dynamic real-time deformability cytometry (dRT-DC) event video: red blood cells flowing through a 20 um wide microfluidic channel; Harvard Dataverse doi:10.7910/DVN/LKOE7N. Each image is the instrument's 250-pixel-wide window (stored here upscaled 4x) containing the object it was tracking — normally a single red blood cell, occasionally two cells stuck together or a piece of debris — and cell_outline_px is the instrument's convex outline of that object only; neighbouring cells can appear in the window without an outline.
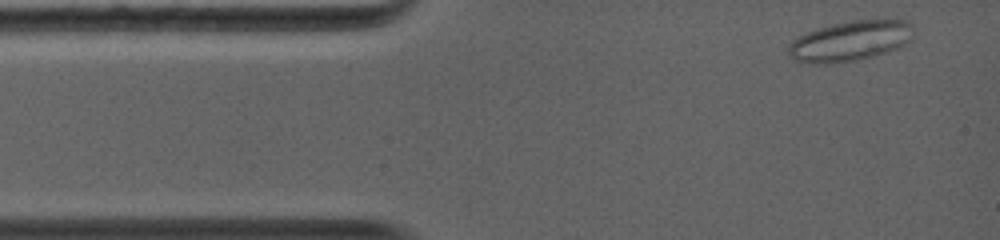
{"species": "common noctule bat (a hibernating species)", "species_latin": "Nyctalus noctula", "temperature_condition": "warm", "stored_images_in_passage": 23, "camera_frame_rate_fps": 5000, "um_per_image_px": 0.085, "animal": {"sex": "female", "body_mass_g": 19.0, "forearm_length_mm": 56.7}, "frame": {"image": 1, "passage_image": 1, "time_ms": 0.0, "image_size_px": [1000, 240], "cell_outline_px": [[912, 40], [888, 52], [856, 60], [824, 64], [808, 64], [796, 60], [788, 56], [788, 44], [792, 40], [808, 32], [832, 24], [852, 20], [908, 20], [912, 24]], "centroid_in_image_um": [72.25, 3.49], "position_along_channel_um": 12.7, "area_um2": 29.25}}
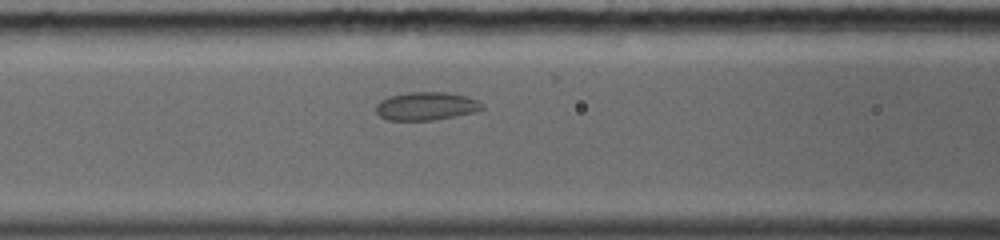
{"frame": {"image": 2, "passage_image": 10, "time_ms": 4.0, "image_size_px": [1000, 240], "cell_outline_px": [[484, 108], [476, 112], [432, 120], [388, 120], [380, 116], [376, 112], [376, 104], [380, 100], [388, 96], [408, 92], [444, 92], [468, 96], [484, 104]], "centroid_in_image_um": [36.22, 9.01], "position_along_channel_um": 130.4, "area_um2": 17.51}}
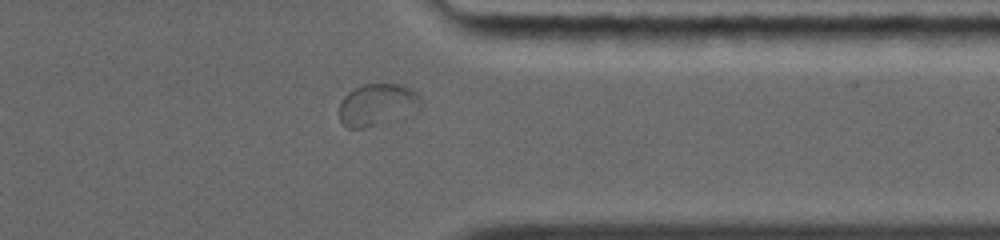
{"frame": {"image": 3, "passage_image": 20, "time_ms": 9.8, "image_size_px": [1000, 240], "cell_outline_px": [[416, 100], [372, 124], [364, 128], [348, 128], [340, 120], [340, 104], [344, 96], [348, 92], [364, 84], [400, 84], [408, 88], [416, 96]], "centroid_in_image_um": [31.72, 8.81], "position_along_channel_um": 379.7, "area_um2": 16.94}}